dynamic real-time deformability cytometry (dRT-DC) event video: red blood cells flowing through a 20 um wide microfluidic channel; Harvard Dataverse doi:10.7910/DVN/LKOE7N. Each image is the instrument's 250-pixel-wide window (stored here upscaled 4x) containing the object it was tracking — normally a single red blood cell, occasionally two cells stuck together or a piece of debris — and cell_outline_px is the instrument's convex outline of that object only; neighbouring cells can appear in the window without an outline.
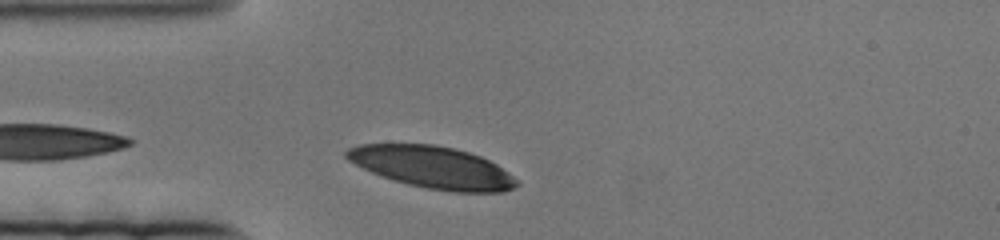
{"species": "human", "species_latin": "Homo sapiens", "temperature_condition": "cold", "stored_images_in_passage": 11, "camera_frame_rate_fps": 3000, "um_per_image_px": 0.085, "donor": {"sex": "female"}, "frame": {"image": 1, "passage_image": 4, "time_ms": 1.0, "image_size_px": [1000, 240], "cell_outline_px": [[520, 184], [504, 192], [456, 192], [428, 188], [408, 184], [372, 172], [348, 160], [344, 156], [344, 152], [348, 148], [360, 144], [436, 144], [456, 148], [480, 156], [496, 164], [520, 180]], "centroid_in_image_um": [36.8, 14.21], "position_along_channel_um": 48.2, "area_um2": 41.44}}
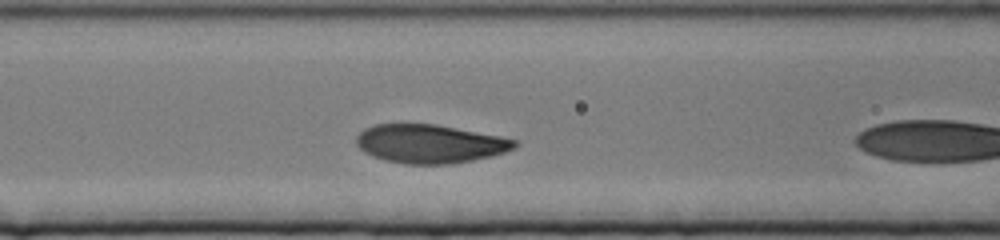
{"frame": {"image": 2, "passage_image": 10, "time_ms": 3.0, "image_size_px": [1000, 240], "cell_outline_px": [[516, 144], [512, 148], [504, 152], [492, 156], [472, 160], [448, 164], [404, 164], [384, 160], [364, 152], [356, 144], [356, 136], [364, 128], [376, 124], [436, 124], [500, 136], [516, 140]], "centroid_in_image_um": [36.5, 12.22], "position_along_channel_um": 130.1, "area_um2": 35.43}}